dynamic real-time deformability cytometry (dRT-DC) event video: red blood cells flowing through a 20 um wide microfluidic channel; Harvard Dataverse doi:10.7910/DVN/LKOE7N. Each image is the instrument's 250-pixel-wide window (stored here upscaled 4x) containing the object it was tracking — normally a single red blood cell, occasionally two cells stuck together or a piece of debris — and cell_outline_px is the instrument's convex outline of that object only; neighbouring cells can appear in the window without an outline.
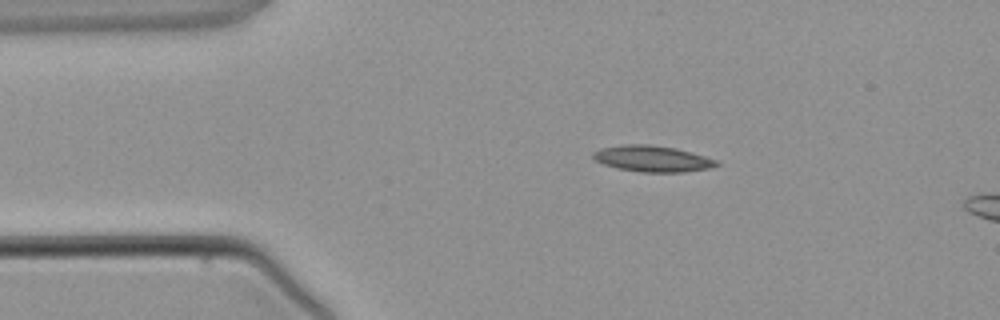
{"species": "common noctule bat (a hibernating species)", "species_latin": "Nyctalus noctula", "temperature_condition": "warm", "stored_images_in_passage": 3, "camera_frame_rate_fps": 3000, "um_per_image_px": 0.085, "animal": {"sex": "male", "body_mass_g": 21.5, "forearm_length_mm": 52.0}, "frame": {"image": 1, "passage_image": 2, "time_ms": 1.333, "image_size_px": [1000, 320], "cell_outline_px": [[720, 164], [708, 168], [684, 172], [640, 172], [616, 168], [604, 164], [596, 160], [592, 156], [592, 152], [600, 148], [624, 144], [652, 144], [676, 148], [704, 156], [716, 160]], "centroid_in_image_um": [55.41, 13.48], "position_along_channel_um": 29.6, "area_um2": 18.79}}